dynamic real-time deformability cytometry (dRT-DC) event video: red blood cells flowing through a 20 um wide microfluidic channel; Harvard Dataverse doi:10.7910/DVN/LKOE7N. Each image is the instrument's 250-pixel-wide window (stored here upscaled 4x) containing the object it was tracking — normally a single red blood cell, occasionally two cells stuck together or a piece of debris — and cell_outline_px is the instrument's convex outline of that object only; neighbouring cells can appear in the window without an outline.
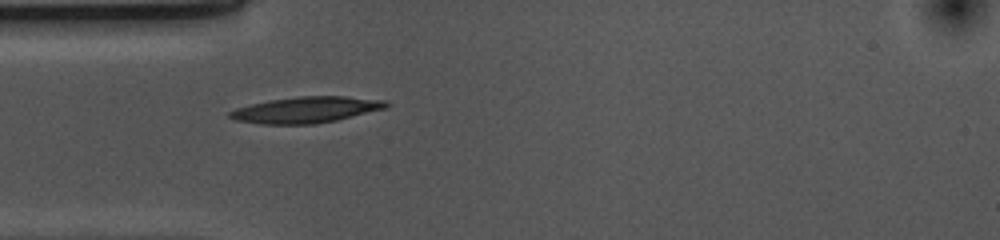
{"species": "common noctule bat (a hibernating species)", "species_latin": "Nyctalus noctula", "temperature_condition": "cold", "stored_images_in_passage": 40, "camera_frame_rate_fps": 3000, "um_per_image_px": 0.085, "animal": {"sex": "female", "body_mass_g": 10.0, "forearm_length_mm": 53.1}, "frame": {"image": 1, "passage_image": 1, "time_ms": 0.0, "image_size_px": [1000, 240], "cell_outline_px": [[392, 104], [388, 108], [336, 120], [316, 124], [260, 124], [236, 120], [228, 116], [228, 112], [236, 108], [268, 100], [300, 96], [344, 96], [388, 100]], "centroid_in_image_um": [26.08, 9.33], "position_along_channel_um": 58.9, "area_um2": 23.99}}
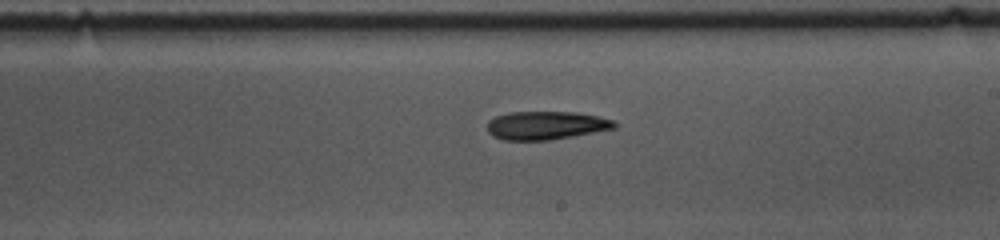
{"frame": {"image": 2, "passage_image": 16, "time_ms": 5.0, "image_size_px": [1000, 240], "cell_outline_px": [[616, 128], [572, 136], [548, 140], [504, 140], [492, 136], [488, 132], [488, 120], [496, 116], [508, 112], [576, 112], [616, 120]], "centroid_in_image_um": [46.4, 10.65], "position_along_channel_um": 242.6, "area_um2": 20.98}}
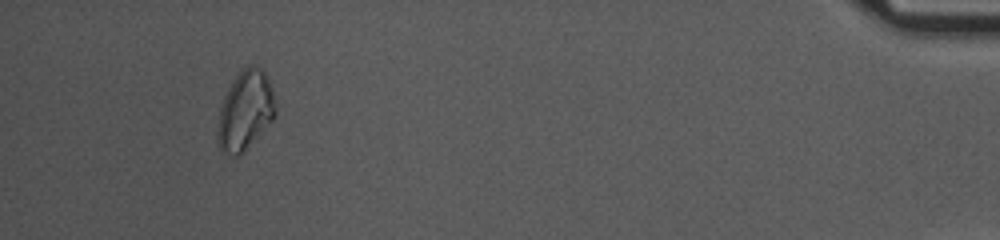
{"frame": {"image": 3, "passage_image": 36, "time_ms": 11.667, "image_size_px": [1000, 240], "cell_outline_px": [[276, 116], [240, 156], [232, 156], [220, 152], [216, 140], [216, 128], [220, 108], [224, 96], [232, 80], [244, 68], [252, 64], [256, 64], [264, 68], [272, 88], [276, 104]], "centroid_in_image_um": [20.83, 9.41], "position_along_channel_um": 414.4, "area_um2": 27.34}, "authors_computed_cell_mechanics": {"area_um2": 21.7328, "velocity_mm_per_s": 3.6793, "shape_relaxation_time_tau1_ms": 4.4065, "shape_relaxation_time_tau2_ms": null, "deformation_change_tau1": 0.1295, "deformation_change_tau2": null}}